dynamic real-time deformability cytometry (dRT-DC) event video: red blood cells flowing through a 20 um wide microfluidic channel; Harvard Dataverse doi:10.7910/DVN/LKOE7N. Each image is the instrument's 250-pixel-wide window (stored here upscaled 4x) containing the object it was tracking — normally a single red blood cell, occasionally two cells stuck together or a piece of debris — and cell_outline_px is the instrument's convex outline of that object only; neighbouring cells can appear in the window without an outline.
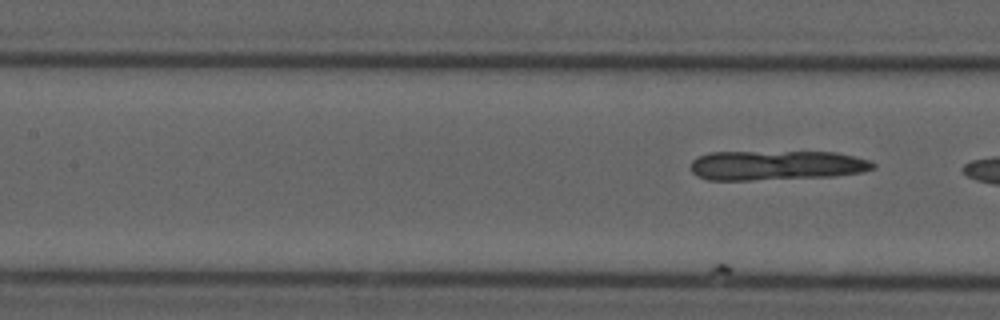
{"species": "common noctule bat (a hibernating species)", "species_latin": "Nyctalus noctula", "temperature_condition": "cold", "stored_images_in_passage": 14, "camera_frame_rate_fps": 3000, "um_per_image_px": 0.085, "animal": {"sex": "male", "forearm_length_mm": 52.5}, "frame": {"image": 1, "passage_image": 14, "time_ms": 4.333, "image_size_px": [1000, 320], "cell_outline_px": [[876, 168], [860, 172], [836, 176], [752, 180], [708, 180], [696, 176], [692, 172], [692, 160], [708, 152], [836, 152], [856, 156], [868, 160], [876, 164]], "centroid_in_image_um": [66.01, 14.05], "position_along_channel_um": 141.4, "area_um2": 31.62}}